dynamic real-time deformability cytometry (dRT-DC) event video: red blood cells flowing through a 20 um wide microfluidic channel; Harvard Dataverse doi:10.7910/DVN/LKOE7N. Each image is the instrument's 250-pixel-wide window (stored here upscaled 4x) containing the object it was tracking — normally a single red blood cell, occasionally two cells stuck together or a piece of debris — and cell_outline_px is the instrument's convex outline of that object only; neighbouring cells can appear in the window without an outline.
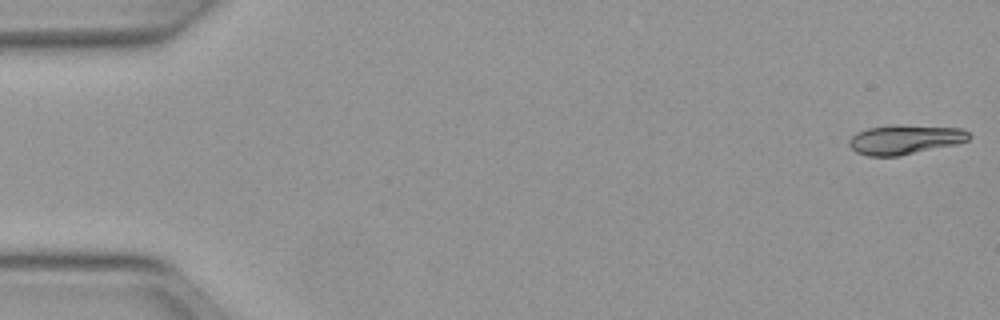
{"species": "Egyptian fruit bat (a non-hibernating species)", "species_latin": "Rousettus aegyptiacus", "temperature_condition": "warm", "stored_images_in_passage": 49, "camera_frame_rate_fps": 3000, "um_per_image_px": 0.085, "animal": {"sex": "female"}, "frame": {"image": 1, "passage_image": 1, "time_ms": 0.0, "image_size_px": [1000, 320], "cell_outline_px": [[972, 136], [968, 140], [956, 144], [900, 156], [868, 156], [856, 152], [848, 144], [848, 140], [856, 132], [868, 128], [896, 124], [900, 124], [964, 128]], "centroid_in_image_um": [76.93, 11.85], "position_along_channel_um": 8.1, "area_um2": 20.87}}
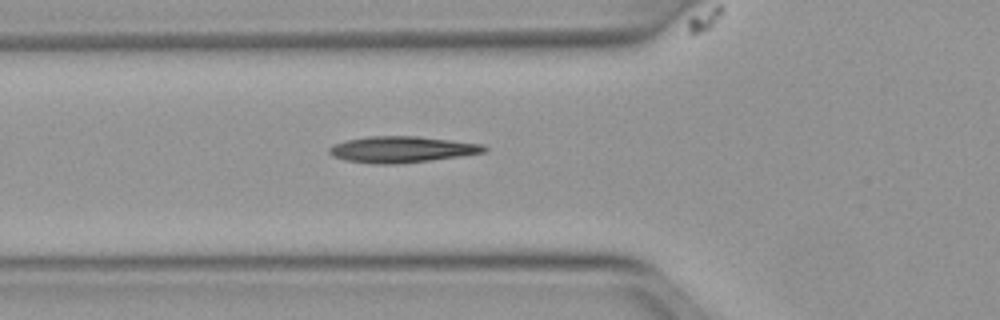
{"frame": {"image": 2, "passage_image": 18, "time_ms": 5.667, "image_size_px": [1000, 320], "cell_outline_px": [[488, 148], [484, 152], [460, 156], [432, 160], [396, 164], [380, 164], [344, 160], [332, 156], [328, 152], [328, 148], [336, 144], [348, 140], [368, 136], [416, 136], [484, 144]], "centroid_in_image_um": [34.16, 12.7], "position_along_channel_um": 91.6, "area_um2": 23.52}}
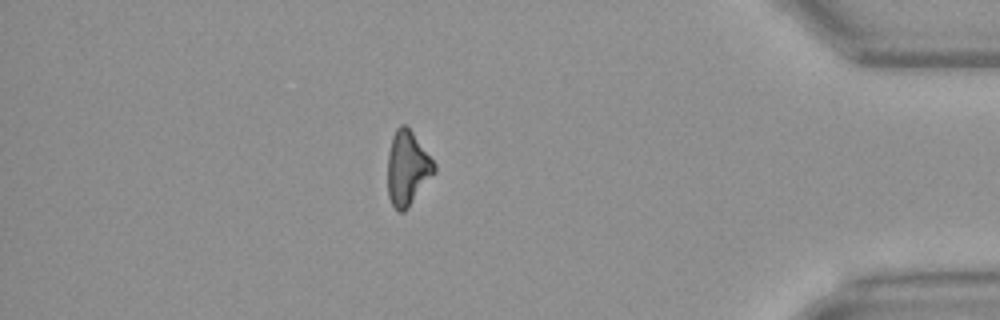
{"frame": {"image": 3, "passage_image": 44, "time_ms": 14.333, "image_size_px": [1000, 320], "cell_outline_px": [[436, 172], [408, 208], [404, 212], [396, 212], [388, 196], [388, 152], [392, 136], [396, 128], [400, 124], [404, 124], [412, 132], [436, 164]], "centroid_in_image_um": [34.63, 14.32], "position_along_channel_um": 400.6, "area_um2": 20.29}}